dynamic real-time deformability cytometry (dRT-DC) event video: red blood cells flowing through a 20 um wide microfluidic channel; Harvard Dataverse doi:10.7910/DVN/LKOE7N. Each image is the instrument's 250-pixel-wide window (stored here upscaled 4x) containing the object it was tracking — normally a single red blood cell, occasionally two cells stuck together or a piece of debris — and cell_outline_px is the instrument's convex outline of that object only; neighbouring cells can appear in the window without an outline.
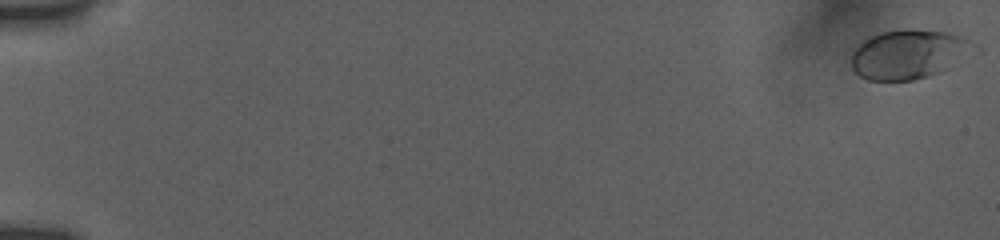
{"species": "human", "species_latin": "Homo sapiens", "temperature_condition": "room temperature", "stored_images_in_passage": 11, "camera_frame_rate_fps": 3000, "um_per_image_px": 0.085, "donor": {"sex": "female"}, "frame": {"image": 1, "passage_image": 1, "time_ms": 0.0, "image_size_px": [1000, 240], "cell_outline_px": [[972, 44], [940, 72], [928, 76], [912, 80], [868, 80], [860, 76], [852, 68], [848, 52], [868, 36], [880, 32], [904, 28], [944, 32], [960, 36], [968, 40]], "centroid_in_image_um": [76.98, 4.6], "position_along_channel_um": 8.0, "area_um2": 34.16}}